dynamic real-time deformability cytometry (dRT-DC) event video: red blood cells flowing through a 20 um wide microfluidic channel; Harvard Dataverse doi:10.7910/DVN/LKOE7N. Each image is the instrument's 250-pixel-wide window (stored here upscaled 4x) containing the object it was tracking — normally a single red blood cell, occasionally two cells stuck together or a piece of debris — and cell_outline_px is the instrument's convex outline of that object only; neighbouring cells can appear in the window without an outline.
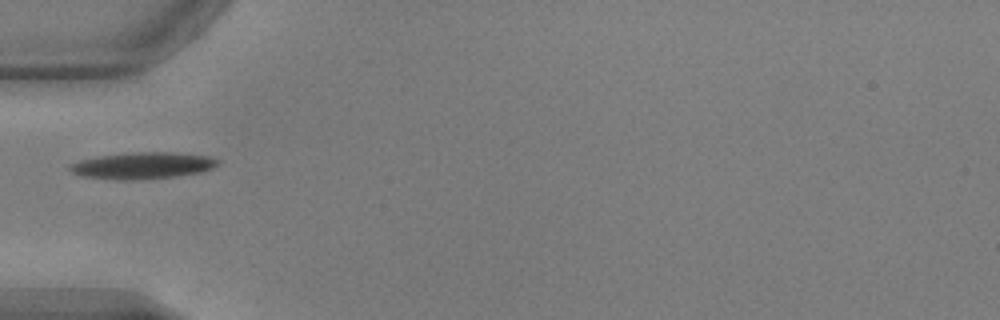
{"species": "common noctule bat (a hibernating species)", "species_latin": "Nyctalus noctula", "temperature_condition": "warm", "stored_images_in_passage": 36, "camera_frame_rate_fps": 3000, "um_per_image_px": 0.085, "animal": {"sex": "male", "body_mass_g": 17.9, "forearm_length_mm": 54.2}, "frame": {"image": 1, "passage_image": 1, "time_ms": 0.0, "image_size_px": [1000, 320], "cell_outline_px": [[220, 164], [212, 168], [200, 172], [176, 176], [128, 180], [116, 180], [80, 176], [72, 172], [68, 168], [68, 164], [80, 160], [100, 156], [132, 152], [176, 152], [212, 156], [220, 160]], "centroid_in_image_um": [12.13, 14.06], "position_along_channel_um": 72.9, "area_um2": 23.12}}
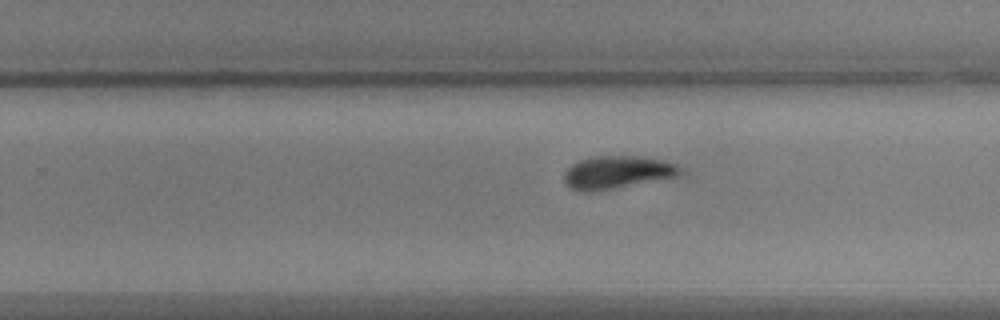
{"frame": {"image": 2, "passage_image": 17, "time_ms": 5.333, "image_size_px": [1000, 320], "cell_outline_px": [[688, 172], [680, 176], [612, 188], [572, 188], [564, 184], [564, 172], [572, 164], [580, 160], [592, 156], [636, 156], [664, 160], [676, 164]], "centroid_in_image_um": [52.58, 14.59], "position_along_channel_um": 277.2, "area_um2": 21.62}}
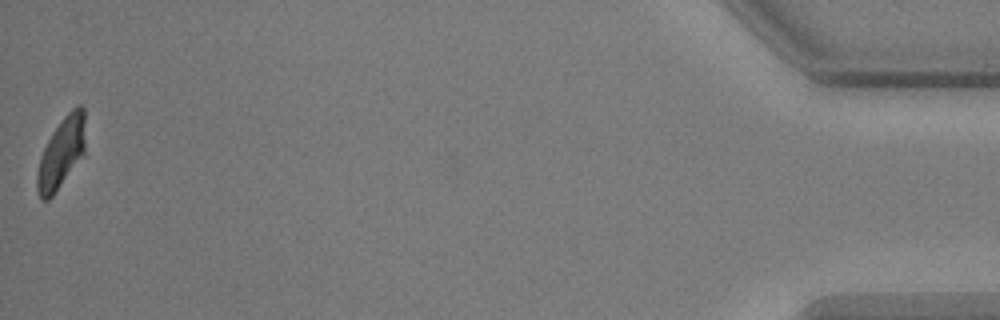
{"frame": {"image": 3, "passage_image": 36, "time_ms": 11.667, "image_size_px": [1000, 320], "cell_outline_px": [[84, 156], [52, 196], [48, 200], [40, 200], [36, 188], [36, 176], [40, 156], [52, 132], [64, 116], [76, 104], [80, 104], [84, 108]], "centroid_in_image_um": [5.21, 13.01], "position_along_channel_um": 430.0, "area_um2": 19.94}, "authors_computed_cell_mechanics": {"area_um2": 22.0218, "velocity_mm_per_s": 3.8204, "shape_relaxation_time_tau1_ms": 2.5044, "shape_relaxation_time_tau2_ms": 4.6194, "deformation_change_tau1": 0.1419, "deformation_change_tau2": 0.1237}}